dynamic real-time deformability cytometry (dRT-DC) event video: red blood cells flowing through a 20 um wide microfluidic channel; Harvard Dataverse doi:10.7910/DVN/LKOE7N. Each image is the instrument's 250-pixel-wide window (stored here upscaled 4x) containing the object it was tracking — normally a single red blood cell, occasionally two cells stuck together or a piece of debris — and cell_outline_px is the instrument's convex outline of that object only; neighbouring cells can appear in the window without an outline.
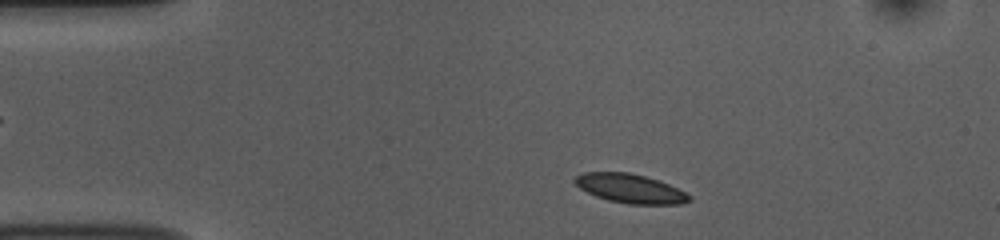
{"species": "common noctule bat (a hibernating species)", "species_latin": "Nyctalus noctula", "temperature_condition": "room temperature", "stored_images_in_passage": 47, "camera_frame_rate_fps": 3000, "um_per_image_px": 0.085, "animal": {"sex": "female", "body_mass_g": 10.0, "forearm_length_mm": 53.1}, "frame": {"image": 1, "passage_image": 4, "time_ms": 1.0, "image_size_px": [1000, 240], "cell_outline_px": [[692, 200], [680, 204], [628, 204], [608, 200], [596, 196], [580, 188], [572, 180], [576, 176], [584, 172], [628, 172], [644, 176], [668, 184], [692, 196]], "centroid_in_image_um": [53.56, 16.03], "position_along_channel_um": 31.4, "area_um2": 19.19}}
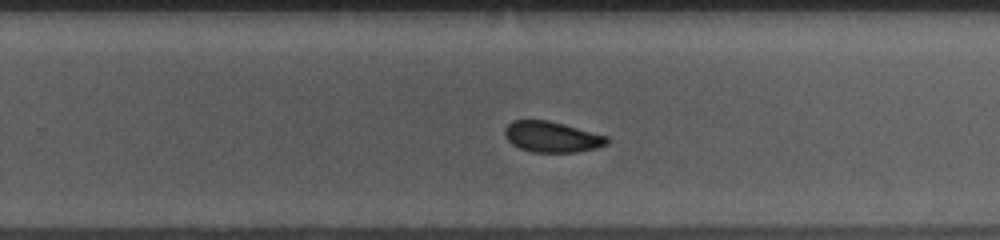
{"frame": {"image": 2, "passage_image": 28, "time_ms": 9.0, "image_size_px": [1000, 240], "cell_outline_px": [[608, 144], [596, 148], [576, 152], [532, 152], [520, 148], [512, 144], [504, 136], [504, 128], [512, 120], [548, 120], [564, 124], [608, 136]], "centroid_in_image_um": [46.89, 11.63], "position_along_channel_um": 282.9, "area_um2": 18.38}}
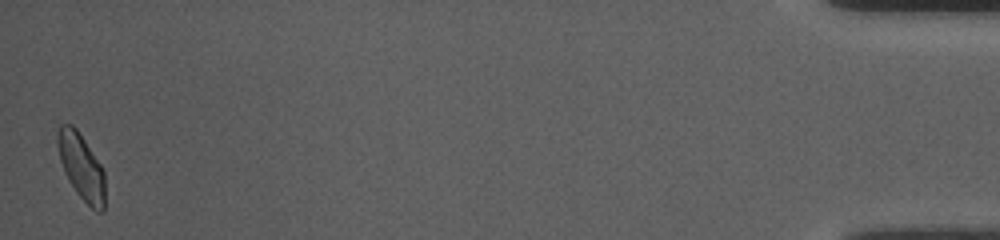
{"frame": {"image": 3, "passage_image": 47, "time_ms": 15.333, "image_size_px": [1000, 240], "cell_outline_px": [[104, 212], [96, 212], [76, 192], [68, 180], [60, 160], [56, 144], [56, 132], [60, 124], [72, 124], [76, 128], [100, 164], [104, 172]], "centroid_in_image_um": [6.89, 14.15], "position_along_channel_um": 428.3, "area_um2": 18.15}, "authors_computed_cell_mechanics": {"area_um2": 18.9006, "velocity_mm_per_s": 3.7237, "shape_relaxation_time_tau1_ms": 2.9655, "shape_relaxation_time_tau2_ms": 1.4348, "deformation_change_tau1": 0.0834, "deformation_change_tau2": 0.0352}}